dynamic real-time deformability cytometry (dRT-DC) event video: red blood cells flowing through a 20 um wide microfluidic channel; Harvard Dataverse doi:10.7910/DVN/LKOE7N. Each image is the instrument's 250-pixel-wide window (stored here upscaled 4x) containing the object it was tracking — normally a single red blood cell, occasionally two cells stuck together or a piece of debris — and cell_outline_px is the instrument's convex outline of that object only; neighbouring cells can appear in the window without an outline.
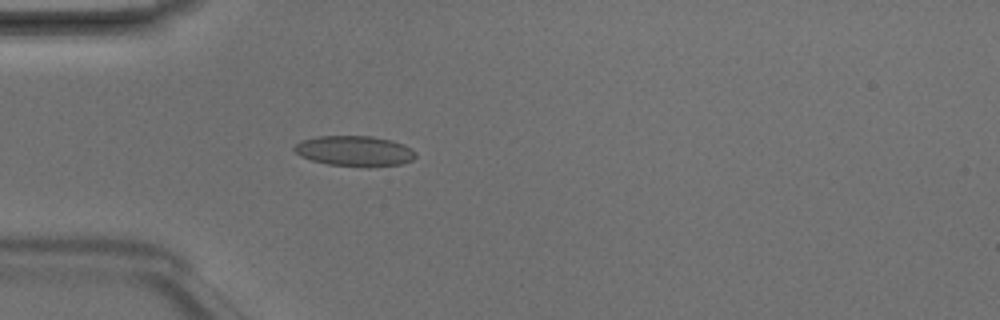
{"species": "Egyptian fruit bat (a non-hibernating species)", "species_latin": "Rousettus aegyptiacus", "temperature_condition": "room temperature", "stored_images_in_passage": 3, "camera_frame_rate_fps": 3000, "um_per_image_px": 0.085, "animal": {"sex": "male"}, "frame": {"image": 1, "passage_image": 3, "time_ms": 0.667, "image_size_px": [1000, 320], "cell_outline_px": [[416, 156], [412, 160], [400, 164], [368, 168], [364, 168], [328, 164], [312, 160], [300, 156], [292, 148], [300, 140], [316, 136], [372, 136], [392, 140], [404, 144], [412, 148], [416, 152]], "centroid_in_image_um": [30.15, 12.84], "position_along_channel_um": 54.8, "area_um2": 21.91}}